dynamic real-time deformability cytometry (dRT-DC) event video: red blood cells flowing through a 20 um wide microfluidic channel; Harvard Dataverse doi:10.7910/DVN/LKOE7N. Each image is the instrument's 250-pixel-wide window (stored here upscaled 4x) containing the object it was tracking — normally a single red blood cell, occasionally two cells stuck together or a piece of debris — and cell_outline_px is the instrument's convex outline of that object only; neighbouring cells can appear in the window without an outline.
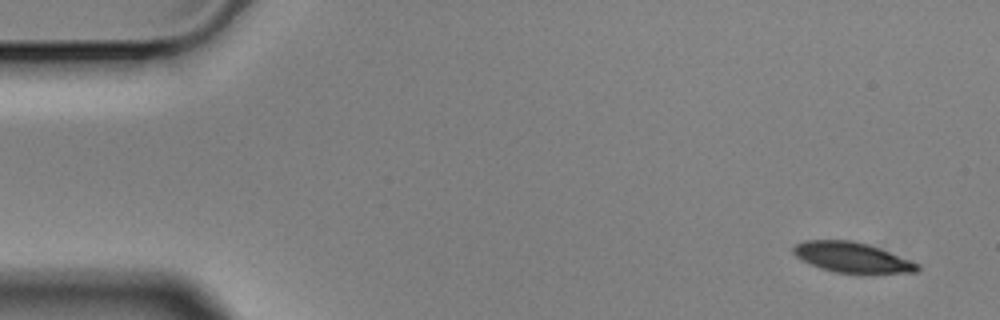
{"species": "Egyptian fruit bat (a non-hibernating species)", "species_latin": "Rousettus aegyptiacus", "temperature_condition": "cold", "stored_images_in_passage": 6, "camera_frame_rate_fps": 3000, "um_per_image_px": 0.085, "animal": {"sex": "male"}, "frame": {"image": 1, "passage_image": 1, "time_ms": 0.0, "image_size_px": [1000, 320], "cell_outline_px": [[920, 268], [916, 272], [836, 272], [820, 268], [800, 260], [792, 252], [792, 248], [796, 244], [804, 240], [852, 240], [868, 244], [912, 260], [920, 264]], "centroid_in_image_um": [72.39, 21.85], "position_along_channel_um": 12.6, "area_um2": 21.62}}
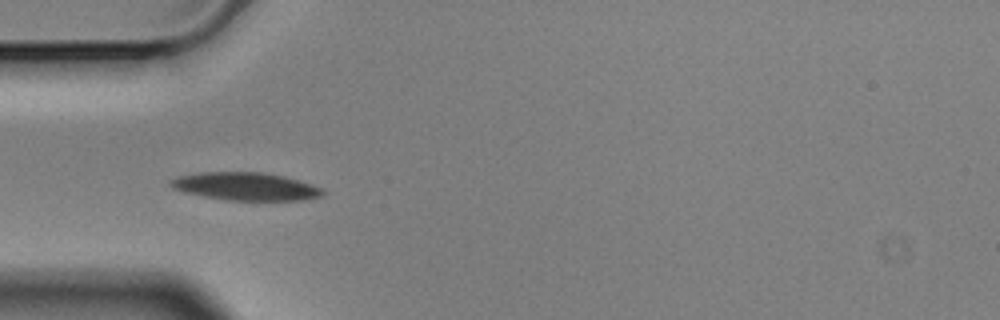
{"frame": {"image": 2, "passage_image": 5, "time_ms": 1.333, "image_size_px": [1000, 320], "cell_outline_px": [[324, 196], [304, 200], [228, 200], [204, 196], [184, 192], [172, 188], [168, 184], [168, 180], [176, 176], [200, 172], [260, 172], [284, 176], [300, 180], [324, 188]], "centroid_in_image_um": [20.88, 15.84], "position_along_channel_um": 64.1, "area_um2": 24.97}}
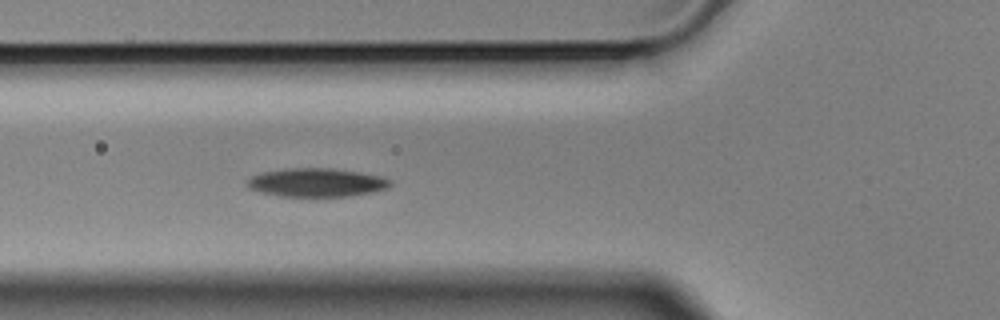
{"frame": {"image": 3, "passage_image": 6, "time_ms": 1.667, "image_size_px": [1000, 320], "cell_outline_px": [[392, 184], [388, 188], [372, 192], [352, 196], [284, 196], [260, 192], [248, 188], [244, 184], [252, 176], [260, 172], [288, 168], [332, 168], [360, 172], [380, 176], [392, 180]], "centroid_in_image_um": [26.91, 15.51], "position_along_channel_um": 98.9, "area_um2": 23.93}}